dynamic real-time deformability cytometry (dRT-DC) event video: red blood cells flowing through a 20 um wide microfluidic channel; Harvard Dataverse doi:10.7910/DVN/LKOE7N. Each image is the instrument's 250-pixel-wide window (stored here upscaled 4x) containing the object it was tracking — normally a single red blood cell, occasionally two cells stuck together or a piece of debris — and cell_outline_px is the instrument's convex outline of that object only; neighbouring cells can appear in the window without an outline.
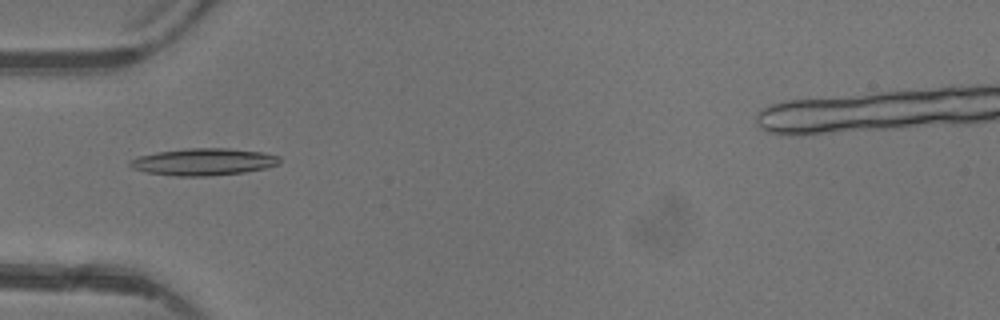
{"species": "common noctule bat (a hibernating species)", "species_latin": "Nyctalus noctula", "temperature_condition": "warm", "stored_images_in_passage": 1, "camera_frame_rate_fps": 3000, "um_per_image_px": 0.085, "animal": {"sex": "female"}, "frame": {"image": 1, "passage_image": 1, "time_ms": 0.0, "image_size_px": [1000, 320], "cell_outline_px": [[280, 164], [264, 168], [244, 172], [208, 176], [176, 176], [148, 172], [132, 168], [128, 164], [128, 160], [136, 156], [156, 152], [188, 148], [228, 148], [260, 152], [280, 156]], "centroid_in_image_um": [17.26, 13.75], "position_along_channel_um": 67.7, "area_um2": 23.58}}